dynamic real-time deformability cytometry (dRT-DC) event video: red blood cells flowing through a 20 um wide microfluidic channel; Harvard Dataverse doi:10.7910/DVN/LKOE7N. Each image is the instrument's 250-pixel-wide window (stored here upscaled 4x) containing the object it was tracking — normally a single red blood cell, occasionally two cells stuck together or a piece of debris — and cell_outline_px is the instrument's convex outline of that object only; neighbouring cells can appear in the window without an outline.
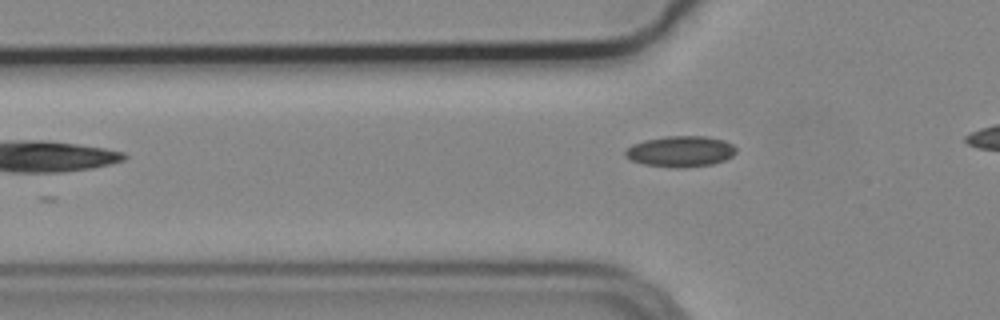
{"species": "common noctule bat (a hibernating species)", "species_latin": "Nyctalus noctula", "temperature_condition": "cold", "stored_images_in_passage": 4, "camera_frame_rate_fps": 3000, "um_per_image_px": 0.085, "animal": {"sex": "male", "body_mass_g": 19.2, "forearm_length_mm": 51.8}, "frame": {"image": 1, "passage_image": 4, "time_ms": 1.0, "image_size_px": [1000, 320], "cell_outline_px": [[736, 152], [732, 156], [724, 160], [712, 164], [676, 168], [644, 164], [632, 160], [624, 156], [624, 152], [632, 144], [644, 140], [664, 136], [708, 136], [724, 140], [732, 144], [736, 148]], "centroid_in_image_um": [57.84, 12.85], "position_along_channel_um": 68.0, "area_um2": 19.94}}